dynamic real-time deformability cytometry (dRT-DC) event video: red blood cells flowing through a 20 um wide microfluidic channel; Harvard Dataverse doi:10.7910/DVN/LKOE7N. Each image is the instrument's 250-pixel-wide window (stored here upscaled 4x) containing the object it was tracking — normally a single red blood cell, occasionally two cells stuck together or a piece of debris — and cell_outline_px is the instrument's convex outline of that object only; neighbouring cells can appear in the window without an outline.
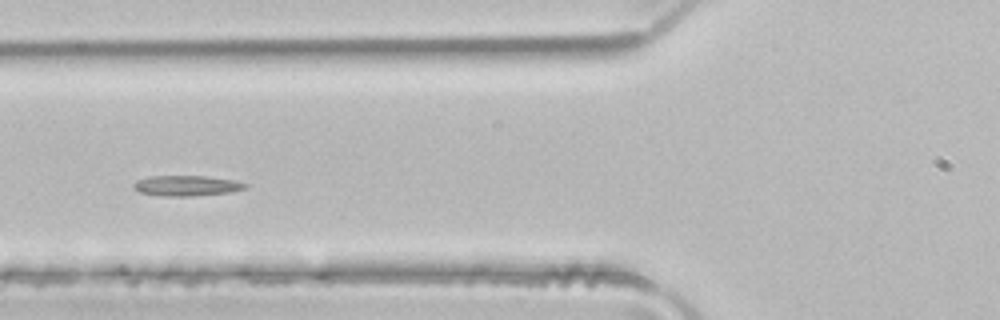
{"species": "common noctule bat (a hibernating species)", "species_latin": "Nyctalus noctula", "temperature_condition": "room temperature", "stored_images_in_passage": 3, "camera_frame_rate_fps": 3000, "um_per_image_px": 0.085, "animal": {"sex": "male", "body_mass_g": 21.5, "forearm_length_mm": 52.0}, "frame": {"image": 1, "passage_image": 3, "time_ms": 0.667, "image_size_px": [1000, 320], "cell_outline_px": [[248, 188], [232, 192], [192, 196], [160, 196], [140, 192], [132, 188], [132, 184], [136, 180], [152, 176], [208, 176], [236, 180], [248, 184]], "centroid_in_image_um": [15.89, 15.78], "position_along_channel_um": 109.9, "area_um2": 13.53}}